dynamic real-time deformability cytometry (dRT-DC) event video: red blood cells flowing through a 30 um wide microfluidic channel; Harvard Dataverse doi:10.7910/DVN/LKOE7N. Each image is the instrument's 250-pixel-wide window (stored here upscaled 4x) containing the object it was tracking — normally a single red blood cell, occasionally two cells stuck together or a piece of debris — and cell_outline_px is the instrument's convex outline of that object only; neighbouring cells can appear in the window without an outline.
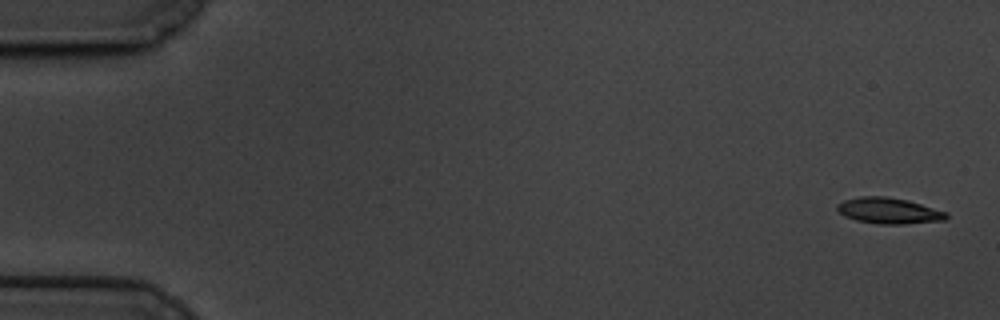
{"species": "common noctule bat (a hibernating species)", "species_latin": "Nyctalus noctula", "temperature_condition": "cold", "stored_images_in_passage": 10, "camera_frame_rate_fps": 3000, "um_per_image_px": 0.085, "animal": {"sex": "male", "body_mass_g": 19.5, "forearm_length_mm": 54.6}, "frame": {"image": 1, "passage_image": 1, "time_ms": 0.0, "image_size_px": [1000, 320], "cell_outline_px": [[948, 216], [944, 220], [904, 224], [880, 224], [856, 220], [844, 216], [836, 208], [836, 204], [844, 200], [860, 196], [884, 196], [908, 200], [948, 212]], "centroid_in_image_um": [75.54, 17.91], "position_along_channel_um": 9.5, "area_um2": 16.53}}